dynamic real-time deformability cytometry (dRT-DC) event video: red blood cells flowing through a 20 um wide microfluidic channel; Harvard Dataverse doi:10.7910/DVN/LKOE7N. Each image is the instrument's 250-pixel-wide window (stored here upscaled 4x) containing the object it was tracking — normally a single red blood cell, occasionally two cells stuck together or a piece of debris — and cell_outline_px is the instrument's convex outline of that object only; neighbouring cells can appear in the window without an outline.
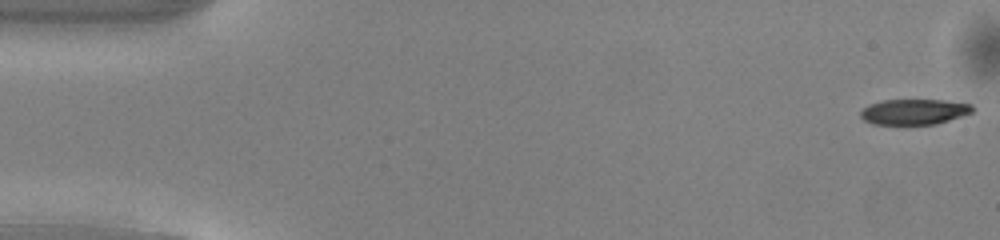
{"species": "common noctule bat (a hibernating species)", "species_latin": "Nyctalus noctula", "temperature_condition": "warm", "stored_images_in_passage": 50, "camera_frame_rate_fps": 3000, "um_per_image_px": 0.085, "animal": {"sex": "male", "body_mass_g": 13.0, "forearm_length_mm": 53.1}, "frame": {"image": 1, "passage_image": 1, "time_ms": 0.0, "image_size_px": [1000, 240], "cell_outline_px": [[976, 108], [972, 112], [936, 124], [872, 124], [864, 120], [860, 116], [860, 112], [868, 104], [880, 100], [944, 100], [972, 104]], "centroid_in_image_um": [77.69, 9.49], "position_along_channel_um": 7.3, "area_um2": 16.65}}
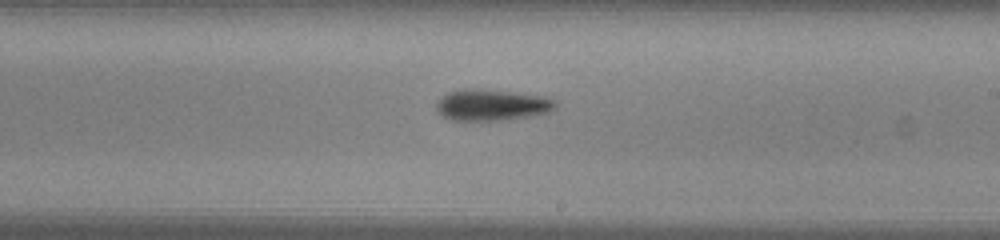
{"frame": {"image": 2, "passage_image": 29, "time_ms": 9.333, "image_size_px": [1000, 240], "cell_outline_px": [[556, 108], [548, 112], [532, 116], [504, 120], [452, 120], [436, 112], [436, 104], [440, 96], [448, 92], [460, 88], [476, 88], [512, 92], [540, 96], [556, 100]], "centroid_in_image_um": [41.75, 8.91], "position_along_channel_um": 247.2, "area_um2": 21.85}}
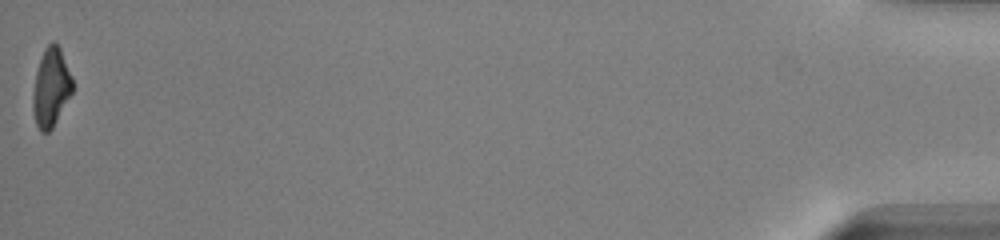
{"frame": {"image": 3, "passage_image": 50, "time_ms": 16.333, "image_size_px": [1000, 240], "cell_outline_px": [[72, 92], [52, 128], [48, 132], [40, 132], [36, 124], [32, 108], [32, 96], [36, 72], [44, 48], [52, 40], [60, 48], [72, 76]], "centroid_in_image_um": [4.32, 7.43], "position_along_channel_um": 430.9, "area_um2": 17.98}, "authors_computed_cell_mechanics": {"area_um2": 19.6809, "velocity_mm_per_s": 4.1113, "shape_relaxation_time_tau1_ms": 2.3109, "shape_relaxation_time_tau2_ms": null, "deformation_change_tau1": 0.1322, "deformation_change_tau2": null}}